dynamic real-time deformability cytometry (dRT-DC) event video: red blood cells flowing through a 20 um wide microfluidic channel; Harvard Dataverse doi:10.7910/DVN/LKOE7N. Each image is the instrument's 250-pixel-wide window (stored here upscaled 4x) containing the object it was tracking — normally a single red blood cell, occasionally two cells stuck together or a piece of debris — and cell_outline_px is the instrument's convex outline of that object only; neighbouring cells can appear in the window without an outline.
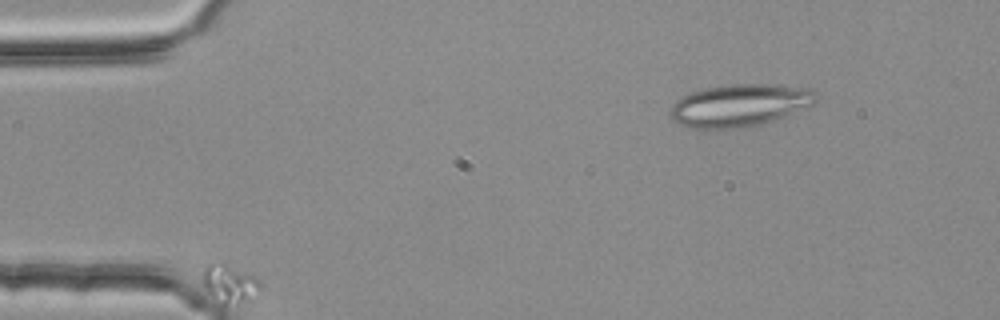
{"species": "common noctule bat (a hibernating species)", "species_latin": "Nyctalus noctula", "temperature_condition": "room temperature", "stored_images_in_passage": 9, "camera_frame_rate_fps": 3000, "um_per_image_px": 0.085, "animal": {"sex": "female", "body_mass_g": 25.1}, "frame": {"image": 1, "passage_image": 1, "time_ms": 0.0, "image_size_px": [1000, 320], "cell_outline_px": [[820, 96], [812, 104], [792, 116], [760, 124], [732, 128], [692, 128], [680, 124], [668, 112], [672, 104], [676, 100], [692, 92], [708, 88], [732, 84], [772, 84], [812, 88]], "centroid_in_image_um": [62.96, 8.94], "position_along_channel_um": 22.0, "area_um2": 36.13}}